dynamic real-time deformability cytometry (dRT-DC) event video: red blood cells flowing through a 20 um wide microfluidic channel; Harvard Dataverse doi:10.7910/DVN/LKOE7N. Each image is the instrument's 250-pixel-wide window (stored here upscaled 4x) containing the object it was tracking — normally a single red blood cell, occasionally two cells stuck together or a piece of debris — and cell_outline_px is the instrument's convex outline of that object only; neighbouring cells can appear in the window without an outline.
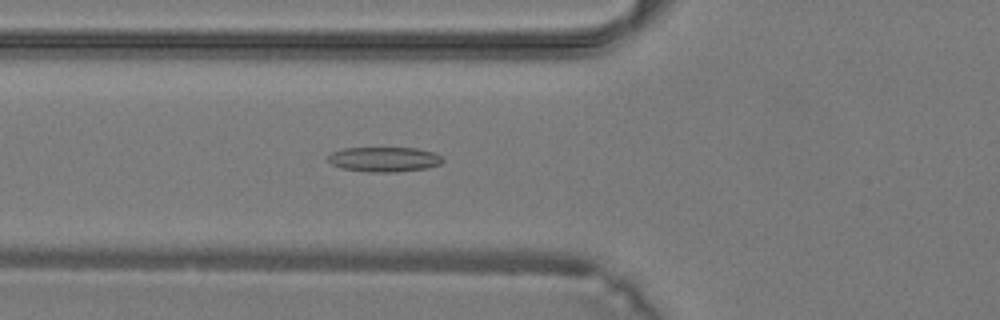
{"species": "common noctule bat (a hibernating species)", "species_latin": "Nyctalus noctula", "temperature_condition": "warm", "stored_images_in_passage": 34, "camera_frame_rate_fps": 3000, "um_per_image_px": 0.085, "animal": {"sex": "male", "body_mass_g": 19.2, "forearm_length_mm": 51.8}, "frame": {"image": 1, "passage_image": 9, "time_ms": 2.667, "image_size_px": [1000, 320], "cell_outline_px": [[444, 160], [440, 164], [428, 168], [396, 172], [368, 172], [340, 168], [332, 164], [328, 160], [328, 156], [332, 152], [344, 148], [416, 148], [432, 152], [440, 156]], "centroid_in_image_um": [32.65, 13.55], "position_along_channel_um": 93.2, "area_um2": 16.59}}
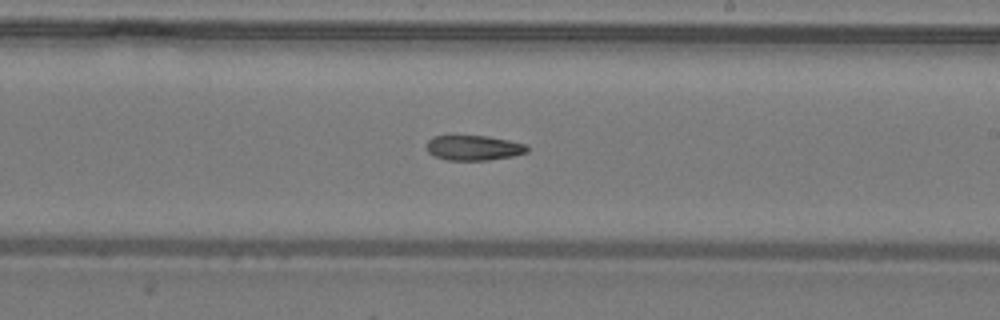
{"frame": {"image": 2, "passage_image": 18, "time_ms": 5.667, "image_size_px": [1000, 320], "cell_outline_px": [[528, 152], [512, 156], [488, 160], [448, 160], [436, 156], [428, 152], [428, 140], [432, 136], [488, 136], [508, 140], [524, 144], [528, 148]], "centroid_in_image_um": [40.27, 12.56], "position_along_channel_um": 248.7, "area_um2": 14.45}}
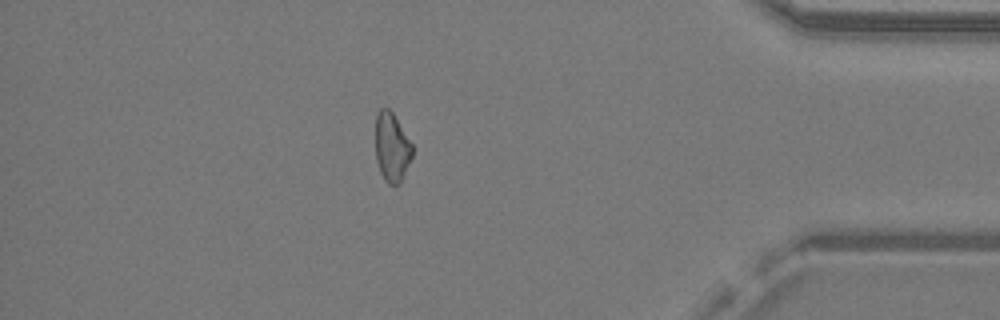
{"frame": {"image": 3, "passage_image": 29, "time_ms": 9.333, "image_size_px": [1000, 320], "cell_outline_px": [[412, 156], [400, 184], [388, 184], [384, 180], [380, 172], [376, 160], [376, 112], [380, 108], [388, 108], [392, 112], [412, 144]], "centroid_in_image_um": [33.29, 12.52], "position_along_channel_um": 401.9, "area_um2": 14.74}}